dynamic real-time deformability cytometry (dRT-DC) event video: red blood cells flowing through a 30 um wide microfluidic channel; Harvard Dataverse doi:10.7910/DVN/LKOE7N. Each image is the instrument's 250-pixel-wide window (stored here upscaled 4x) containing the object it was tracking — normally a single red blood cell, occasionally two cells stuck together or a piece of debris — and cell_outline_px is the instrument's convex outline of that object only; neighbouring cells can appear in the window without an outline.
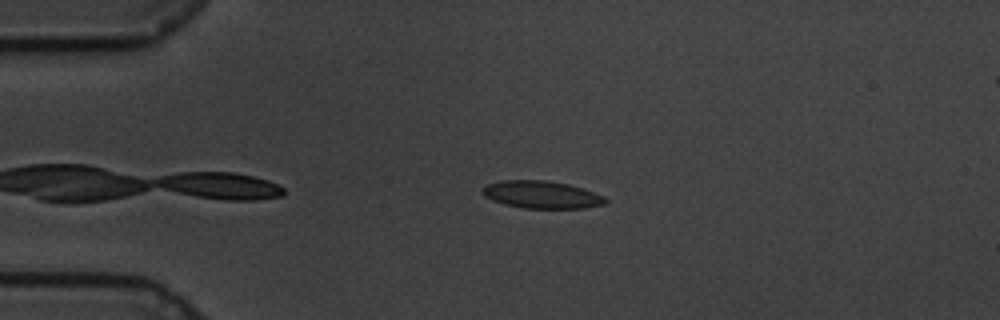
{"species": "common noctule bat (a hibernating species)", "species_latin": "Nyctalus noctula", "temperature_condition": "cold", "stored_images_in_passage": 45, "camera_frame_rate_fps": 3000, "um_per_image_px": 0.085, "animal": {"sex": "male", "body_mass_g": 19.5, "forearm_length_mm": 54.6}, "frame": {"image": 1, "passage_image": 5, "time_ms": 1.333, "image_size_px": [1000, 320], "cell_outline_px": [[608, 204], [584, 208], [524, 208], [504, 204], [492, 200], [484, 196], [480, 192], [480, 188], [488, 184], [500, 180], [544, 180], [568, 184], [604, 196], [608, 200]], "centroid_in_image_um": [46.01, 16.55], "position_along_channel_um": 39.0, "area_um2": 19.77}}
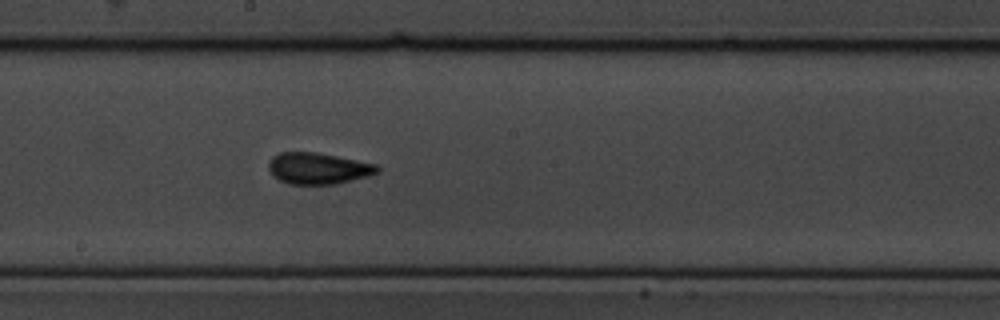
{"frame": {"image": 2, "passage_image": 24, "time_ms": 7.667, "image_size_px": [1000, 320], "cell_outline_px": [[380, 172], [368, 176], [336, 184], [288, 184], [272, 176], [268, 168], [268, 160], [272, 156], [280, 152], [316, 152], [376, 164], [380, 168]], "centroid_in_image_um": [27.01, 14.31], "position_along_channel_um": 221.2, "area_um2": 20.0}}
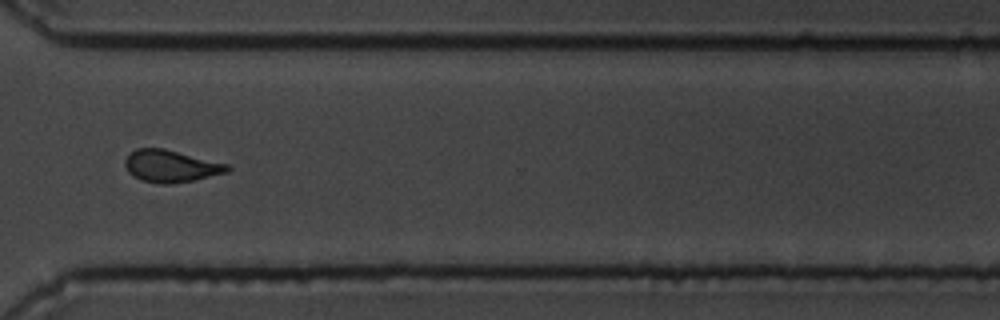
{"frame": {"image": 3, "passage_image": 36, "time_ms": 11.667, "image_size_px": [1000, 320], "cell_outline_px": [[232, 168], [228, 172], [192, 180], [164, 184], [160, 184], [144, 180], [128, 172], [124, 164], [124, 160], [136, 148], [164, 148], [228, 164]], "centroid_in_image_um": [14.53, 14.1], "position_along_channel_um": 356.1, "area_um2": 18.84}, "authors_computed_cell_mechanics": {"area_um2": 19.4786, "velocity_mm_per_s": 3.3758, "shape_relaxation_time_tau1_ms": 3.4687, "shape_relaxation_time_tau2_ms": 1.5924, "deformation_change_tau1": 0.1272, "deformation_change_tau2": 0.0903}}